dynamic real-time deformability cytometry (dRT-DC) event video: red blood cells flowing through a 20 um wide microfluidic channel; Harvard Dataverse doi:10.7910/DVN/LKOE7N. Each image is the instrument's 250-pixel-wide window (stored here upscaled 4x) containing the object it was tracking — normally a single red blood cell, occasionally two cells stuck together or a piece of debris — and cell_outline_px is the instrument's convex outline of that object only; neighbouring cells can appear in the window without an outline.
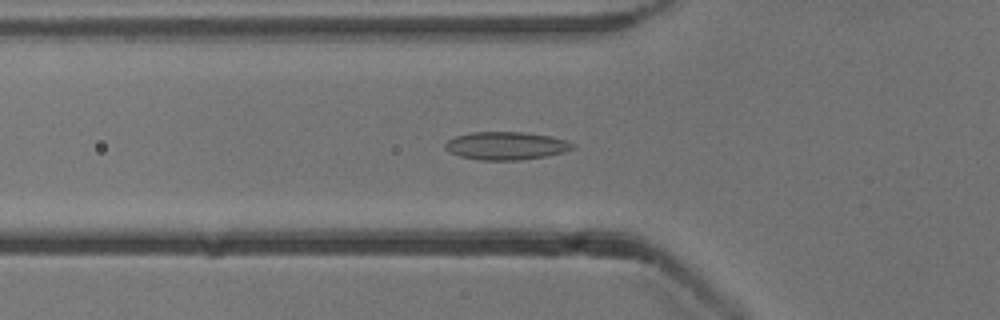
{"species": "common noctule bat (a hibernating species)", "species_latin": "Nyctalus noctula", "temperature_condition": "cold", "stored_images_in_passage": 53, "camera_frame_rate_fps": 3000, "um_per_image_px": 0.085, "animal": {"sex": "male", "body_mass_g": 13.3}, "frame": {"image": 1, "passage_image": 19, "time_ms": 6.0, "image_size_px": [1000, 320], "cell_outline_px": [[576, 144], [572, 148], [564, 152], [548, 156], [520, 160], [476, 160], [460, 156], [444, 148], [444, 144], [448, 140], [456, 136], [472, 132], [520, 132], [548, 136], [568, 140]], "centroid_in_image_um": [43.03, 12.4], "position_along_channel_um": 82.8, "area_um2": 20.75}}
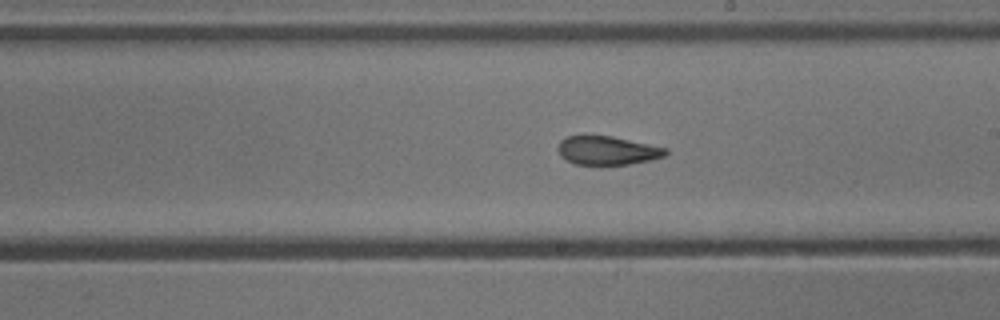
{"frame": {"image": 2, "passage_image": 31, "time_ms": 10.0, "image_size_px": [1000, 320], "cell_outline_px": [[668, 152], [664, 156], [648, 160], [628, 164], [600, 168], [572, 164], [560, 156], [560, 140], [568, 136], [612, 136], [668, 148]], "centroid_in_image_um": [51.61, 12.84], "position_along_channel_um": 237.4, "area_um2": 18.5}}
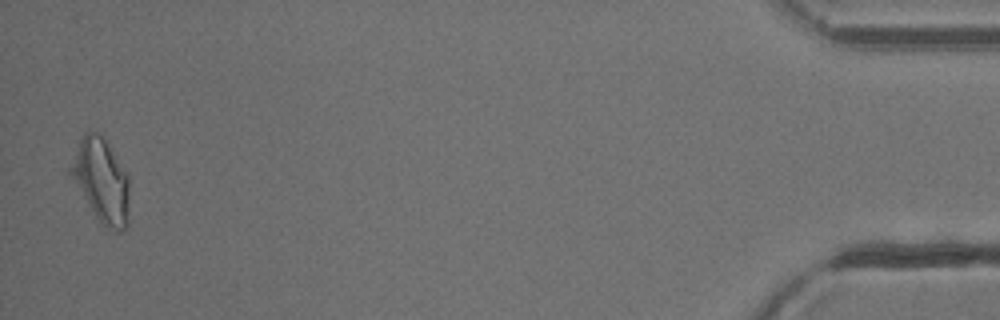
{"frame": {"image": 3, "passage_image": 53, "time_ms": 17.333, "image_size_px": [1000, 320], "cell_outline_px": [[128, 228], [120, 232], [112, 232], [96, 216], [68, 172], [68, 168], [80, 140], [84, 132], [96, 132], [104, 140], [128, 176]], "centroid_in_image_um": [8.61, 15.4], "position_along_channel_um": 426.6, "area_um2": 27.86}, "authors_computed_cell_mechanics": {"area_um2": 18.9584, "velocity_mm_per_s": 3.8413, "shape_relaxation_time_tau1_ms": 7.5957, "shape_relaxation_time_tau2_ms": 1.8202, "deformation_change_tau1": 0.1502, "deformation_change_tau2": 0.0662}}